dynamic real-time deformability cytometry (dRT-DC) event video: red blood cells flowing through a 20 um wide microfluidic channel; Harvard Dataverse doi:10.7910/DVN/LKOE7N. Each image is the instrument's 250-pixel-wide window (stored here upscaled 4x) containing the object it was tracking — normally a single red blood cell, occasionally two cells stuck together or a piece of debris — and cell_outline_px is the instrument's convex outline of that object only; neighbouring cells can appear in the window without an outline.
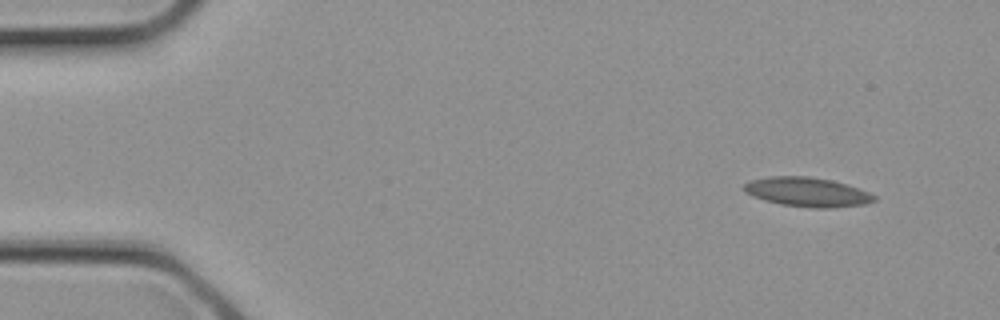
{"species": "common noctule bat (a hibernating species)", "species_latin": "Nyctalus noctula", "temperature_condition": "cold", "stored_images_in_passage": 3, "camera_frame_rate_fps": 3000, "um_per_image_px": 0.085, "animal": {"sex": "female", "body_mass_g": 21.9}, "frame": {"image": 1, "passage_image": 1, "time_ms": 0.0, "image_size_px": [1000, 320], "cell_outline_px": [[876, 200], [864, 204], [832, 208], [808, 208], [780, 204], [764, 200], [752, 196], [744, 192], [744, 184], [752, 180], [768, 176], [808, 176], [832, 180], [868, 192], [876, 196]], "centroid_in_image_um": [68.58, 16.33], "position_along_channel_um": 16.4, "area_um2": 22.2}}
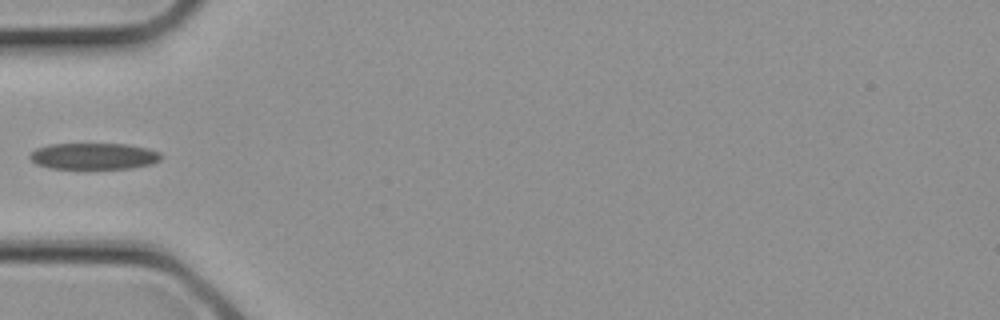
{"frame": {"image": 2, "passage_image": 3, "time_ms": 0.667, "image_size_px": [1000, 320], "cell_outline_px": [[160, 160], [152, 164], [132, 168], [48, 168], [36, 164], [28, 156], [36, 148], [48, 144], [128, 144], [148, 148], [160, 152]], "centroid_in_image_um": [7.97, 13.27], "position_along_channel_um": 77.0, "area_um2": 20.17}}